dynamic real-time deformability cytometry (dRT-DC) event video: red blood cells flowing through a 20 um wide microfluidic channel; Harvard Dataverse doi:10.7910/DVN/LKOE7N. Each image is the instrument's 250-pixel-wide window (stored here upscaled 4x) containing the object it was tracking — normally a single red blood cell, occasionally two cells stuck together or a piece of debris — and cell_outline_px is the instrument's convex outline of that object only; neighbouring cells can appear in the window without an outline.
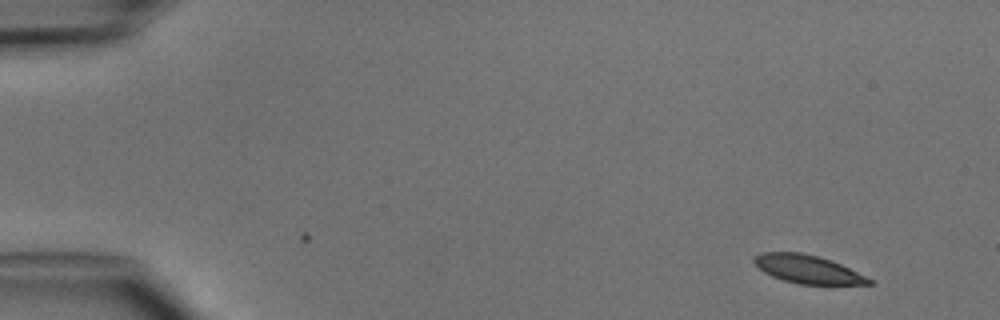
{"species": "common noctule bat (a hibernating species)", "species_latin": "Nyctalus noctula", "temperature_condition": "cold", "stored_images_in_passage": 4, "camera_frame_rate_fps": 3000, "um_per_image_px": 0.085, "animal": {"sex": "male", "body_mass_g": 15.6}, "frame": {"image": 1, "passage_image": 1, "time_ms": 0.0, "image_size_px": [1000, 320], "cell_outline_px": [[876, 280], [872, 284], [796, 284], [772, 276], [764, 272], [752, 260], [752, 256], [760, 252], [800, 252], [820, 256], [832, 260]], "centroid_in_image_um": [68.67, 22.87], "position_along_channel_um": 16.3, "area_um2": 19.13}}
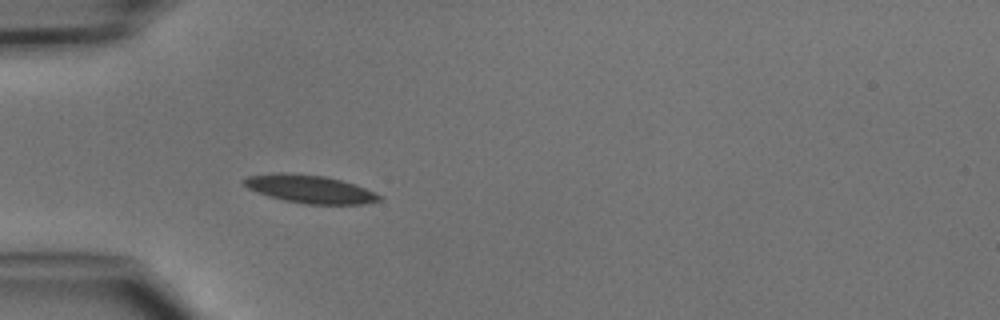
{"frame": {"image": 2, "passage_image": 4, "time_ms": 3.667, "image_size_px": [1000, 320], "cell_outline_px": [[384, 196], [380, 200], [364, 204], [304, 204], [284, 200], [268, 196], [248, 188], [240, 180], [248, 176], [276, 172], [284, 172], [324, 176], [356, 184]], "centroid_in_image_um": [26.34, 16.07], "position_along_channel_um": 58.7, "area_um2": 22.2}}